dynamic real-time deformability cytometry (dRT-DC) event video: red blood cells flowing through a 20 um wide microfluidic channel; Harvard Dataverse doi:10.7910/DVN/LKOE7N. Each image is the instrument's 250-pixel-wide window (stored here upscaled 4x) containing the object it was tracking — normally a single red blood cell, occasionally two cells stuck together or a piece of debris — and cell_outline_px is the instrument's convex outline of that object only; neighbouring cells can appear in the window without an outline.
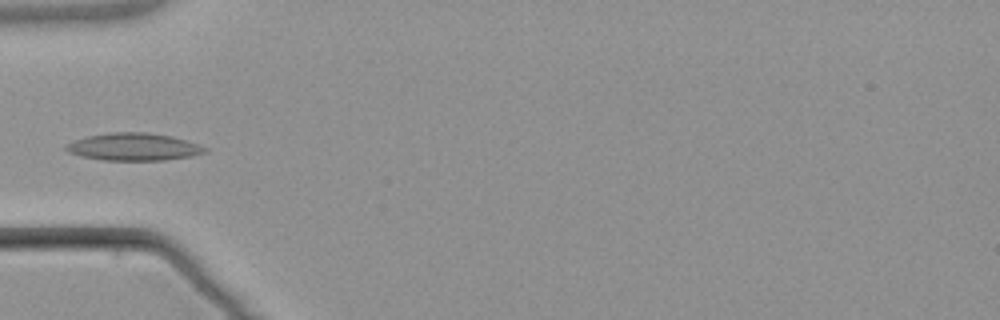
{"species": "common noctule bat (a hibernating species)", "species_latin": "Nyctalus noctula", "temperature_condition": "warm", "stored_images_in_passage": 6, "camera_frame_rate_fps": 3000, "um_per_image_px": 0.085, "animal": {"sex": "male", "body_mass_g": 21.5, "forearm_length_mm": 52.0}, "frame": {"image": 1, "passage_image": 6, "time_ms": 6.0, "image_size_px": [1000, 320], "cell_outline_px": [[208, 152], [192, 156], [164, 160], [100, 160], [80, 156], [68, 152], [64, 148], [68, 144], [76, 140], [88, 136], [108, 132], [148, 132], [172, 136], [200, 144], [208, 148]], "centroid_in_image_um": [11.41, 12.48], "position_along_channel_um": 73.6, "area_um2": 22.37}}